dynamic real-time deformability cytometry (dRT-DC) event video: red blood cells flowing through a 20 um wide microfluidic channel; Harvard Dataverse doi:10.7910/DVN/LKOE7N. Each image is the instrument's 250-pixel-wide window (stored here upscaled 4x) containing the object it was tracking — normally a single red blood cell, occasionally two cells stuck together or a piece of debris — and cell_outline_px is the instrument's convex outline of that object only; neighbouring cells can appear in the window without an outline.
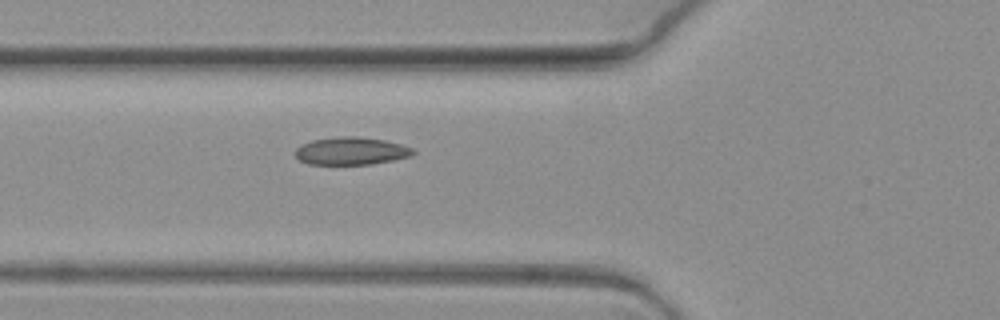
{"species": "common noctule bat (a hibernating species)", "species_latin": "Nyctalus noctula", "temperature_condition": "warm", "stored_images_in_passage": 3, "camera_frame_rate_fps": 3000, "um_per_image_px": 0.085, "animal": {"sex": "female", "body_mass_g": 19.3, "forearm_length_mm": 54.1}, "frame": {"image": 1, "passage_image": 3, "time_ms": 0.667, "image_size_px": [1000, 320], "cell_outline_px": [[416, 152], [412, 156], [372, 164], [308, 164], [300, 160], [296, 156], [296, 148], [300, 144], [312, 140], [340, 136], [356, 136], [384, 140], [400, 144], [412, 148]], "centroid_in_image_um": [29.84, 12.83], "position_along_channel_um": 96.0, "area_um2": 18.96}}